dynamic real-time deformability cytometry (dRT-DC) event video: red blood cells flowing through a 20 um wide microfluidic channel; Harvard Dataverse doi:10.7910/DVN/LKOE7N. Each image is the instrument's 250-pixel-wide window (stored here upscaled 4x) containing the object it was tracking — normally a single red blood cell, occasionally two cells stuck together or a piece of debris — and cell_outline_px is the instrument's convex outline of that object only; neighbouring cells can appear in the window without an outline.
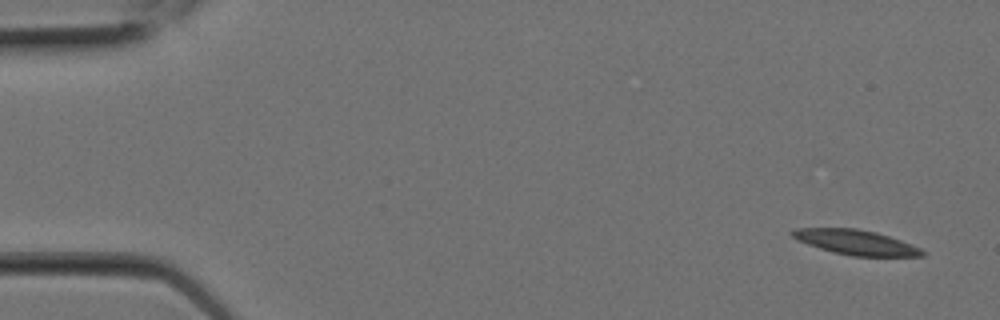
{"species": "Egyptian fruit bat (a non-hibernating species)", "species_latin": "Rousettus aegyptiacus", "temperature_condition": "room temperature", "stored_images_in_passage": 6, "camera_frame_rate_fps": 3000, "um_per_image_px": 0.085, "animal": {"sex": "female"}, "frame": {"image": 1, "passage_image": 1, "time_ms": 0.0, "image_size_px": [1000, 320], "cell_outline_px": [[928, 252], [924, 256], [852, 256], [820, 248], [796, 240], [788, 232], [796, 228], [856, 228], [876, 232], [912, 244]], "centroid_in_image_um": [72.76, 20.59], "position_along_channel_um": 12.2, "area_um2": 18.79}}
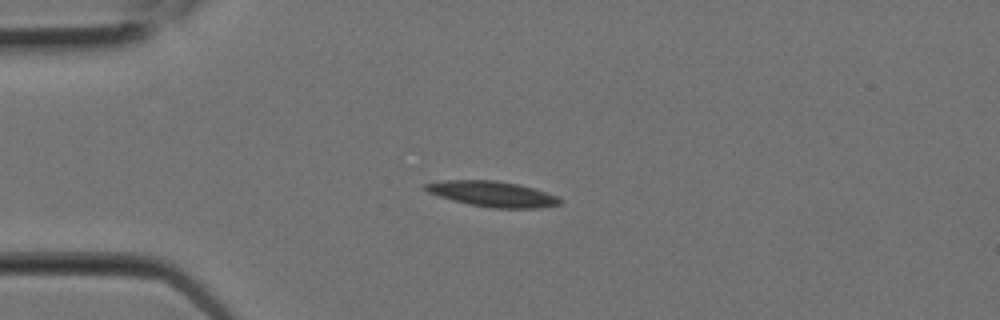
{"frame": {"image": 2, "passage_image": 5, "time_ms": 1.333, "image_size_px": [1000, 320], "cell_outline_px": [[564, 200], [560, 204], [540, 208], [492, 208], [468, 204], [440, 196], [428, 192], [424, 188], [424, 184], [444, 180], [496, 180], [520, 184], [556, 196]], "centroid_in_image_um": [41.88, 16.48], "position_along_channel_um": 43.1, "area_um2": 19.88}}